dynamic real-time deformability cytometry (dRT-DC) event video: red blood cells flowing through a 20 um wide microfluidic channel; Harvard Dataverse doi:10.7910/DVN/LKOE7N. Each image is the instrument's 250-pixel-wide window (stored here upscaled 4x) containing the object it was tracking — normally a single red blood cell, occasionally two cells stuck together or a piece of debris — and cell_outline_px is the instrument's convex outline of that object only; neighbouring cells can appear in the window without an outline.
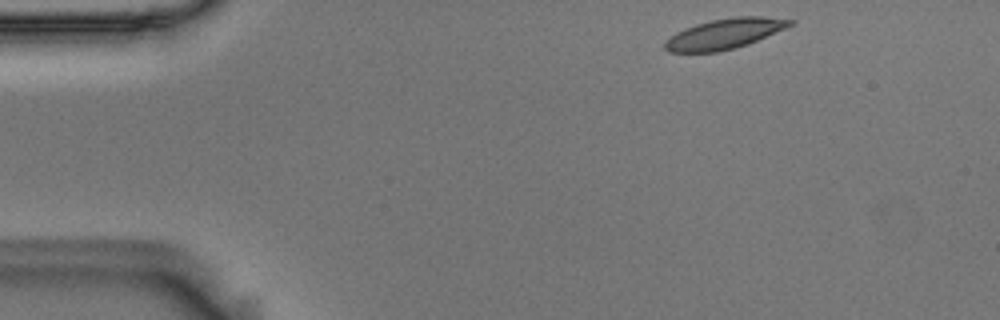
{"species": "Egyptian fruit bat (a non-hibernating species)", "species_latin": "Rousettus aegyptiacus", "temperature_condition": "room temperature", "stored_images_in_passage": 49, "camera_frame_rate_fps": 3000, "um_per_image_px": 0.085, "animal": {"sex": "male"}, "frame": {"image": 1, "passage_image": 1, "time_ms": 0.0, "image_size_px": [1000, 320], "cell_outline_px": [[796, 20], [792, 24], [784, 28], [748, 44], [716, 52], [668, 52], [664, 48], [664, 44], [676, 32], [684, 28], [696, 24], [712, 20], [736, 16], [764, 16]], "centroid_in_image_um": [61.58, 2.86], "position_along_channel_um": 23.4, "area_um2": 21.73}}
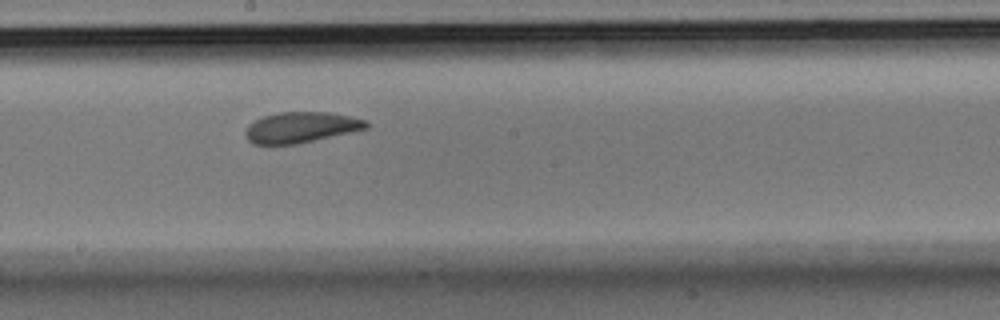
{"frame": {"image": 2, "passage_image": 24, "time_ms": 7.667, "image_size_px": [1000, 320], "cell_outline_px": [[368, 128], [300, 144], [252, 144], [248, 140], [244, 132], [248, 124], [264, 116], [280, 112], [328, 112], [368, 120]], "centroid_in_image_um": [25.58, 10.83], "position_along_channel_um": 222.6, "area_um2": 21.68}}
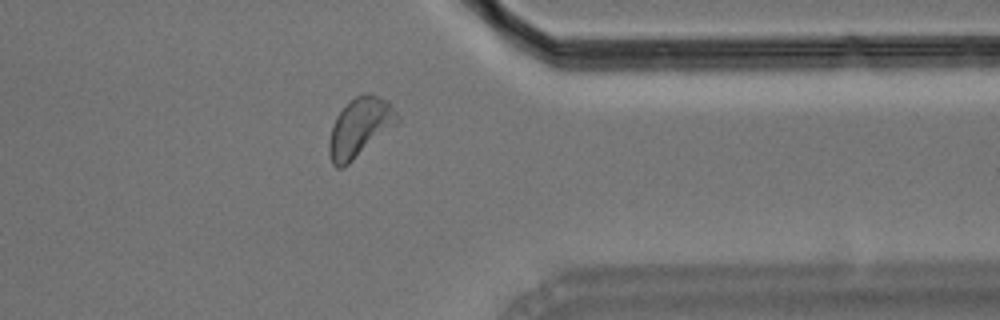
{"frame": {"image": 3, "passage_image": 38, "time_ms": 12.333, "image_size_px": [1000, 320], "cell_outline_px": [[400, 120], [396, 124], [344, 168], [336, 168], [332, 164], [328, 152], [328, 140], [332, 124], [336, 116], [356, 96], [364, 92], [380, 96], [388, 100], [392, 104], [400, 116]], "centroid_in_image_um": [30.58, 10.83], "position_along_channel_um": 380.8, "area_um2": 23.58}, "authors_computed_cell_mechanics": {"area_um2": 22.0796, "velocity_mm_per_s": 3.5723, "shape_relaxation_time_tau1_ms": 4.1898, "shape_relaxation_time_tau2_ms": 2.5774, "deformation_change_tau1": 0.1068, "deformation_change_tau2": 0.0782}}